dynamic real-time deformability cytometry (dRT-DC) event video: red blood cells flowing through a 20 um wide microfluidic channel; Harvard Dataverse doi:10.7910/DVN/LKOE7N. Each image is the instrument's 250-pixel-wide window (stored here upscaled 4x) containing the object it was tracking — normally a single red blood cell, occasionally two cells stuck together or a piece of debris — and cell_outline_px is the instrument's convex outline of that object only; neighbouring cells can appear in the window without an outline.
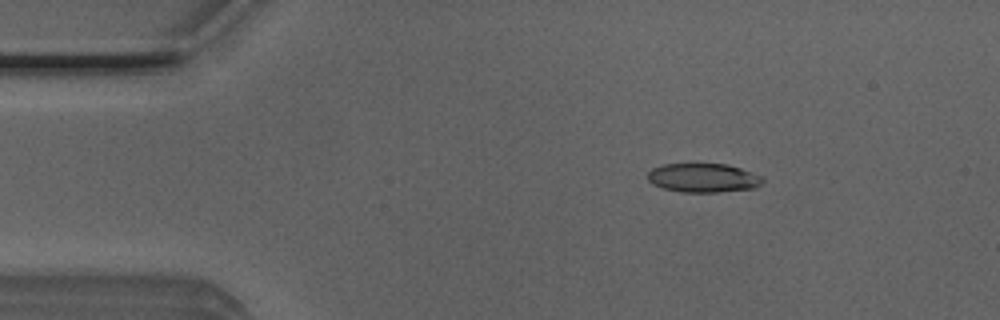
{"species": "Egyptian fruit bat (a non-hibernating species)", "species_latin": "Rousettus aegyptiacus", "temperature_condition": "room temperature", "stored_images_in_passage": 4, "camera_frame_rate_fps": 3000, "um_per_image_px": 0.085, "animal": {"sex": "male"}, "frame": {"image": 1, "passage_image": 3, "time_ms": 0.667, "image_size_px": [1000, 320], "cell_outline_px": [[764, 180], [756, 188], [716, 192], [680, 192], [664, 188], [652, 184], [648, 180], [648, 172], [652, 168], [664, 164], [728, 164], [764, 176]], "centroid_in_image_um": [59.79, 15.12], "position_along_channel_um": 25.2, "area_um2": 19.48}}